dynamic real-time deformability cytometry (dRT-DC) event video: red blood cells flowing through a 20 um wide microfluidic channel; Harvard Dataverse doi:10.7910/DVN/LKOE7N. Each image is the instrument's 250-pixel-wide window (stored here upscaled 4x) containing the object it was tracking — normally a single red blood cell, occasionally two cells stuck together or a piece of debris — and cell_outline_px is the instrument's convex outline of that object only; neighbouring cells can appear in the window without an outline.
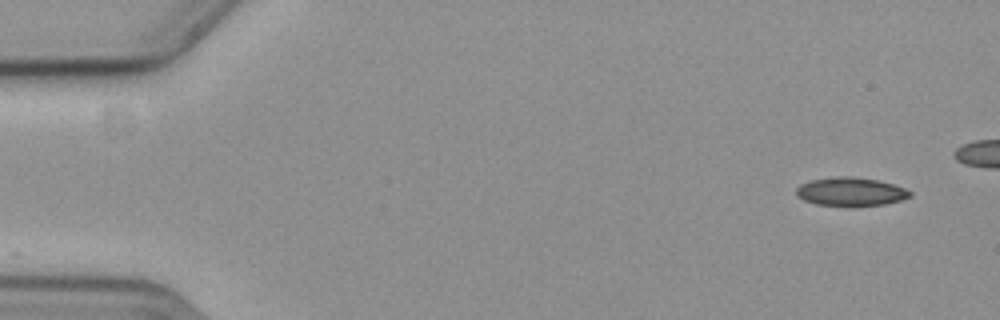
{"species": "common noctule bat (a hibernating species)", "species_latin": "Nyctalus noctula", "temperature_condition": "cold", "stored_images_in_passage": 48, "camera_frame_rate_fps": 3000, "um_per_image_px": 0.085, "animal": {"sex": "female", "body_mass_g": 19.3, "forearm_length_mm": 54.1}, "frame": {"image": 1, "passage_image": 1, "time_ms": 0.0, "image_size_px": [1000, 320], "cell_outline_px": [[912, 196], [900, 200], [884, 204], [816, 204], [804, 200], [796, 192], [796, 188], [800, 184], [812, 180], [836, 176], [852, 176], [876, 180], [892, 184], [904, 188], [912, 192]], "centroid_in_image_um": [72.32, 16.26], "position_along_channel_um": 12.7, "area_um2": 18.21}}
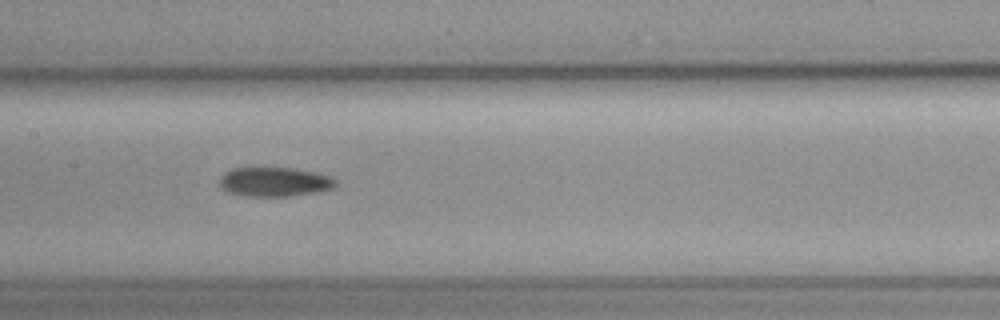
{"frame": {"image": 2, "passage_image": 26, "time_ms": 8.333, "image_size_px": [1000, 320], "cell_outline_px": [[336, 184], [332, 188], [316, 192], [292, 196], [240, 196], [228, 192], [220, 188], [220, 176], [224, 172], [232, 168], [292, 168], [316, 172], [328, 176], [336, 180]], "centroid_in_image_um": [23.28, 15.46], "position_along_channel_um": 184.1, "area_um2": 19.88}}
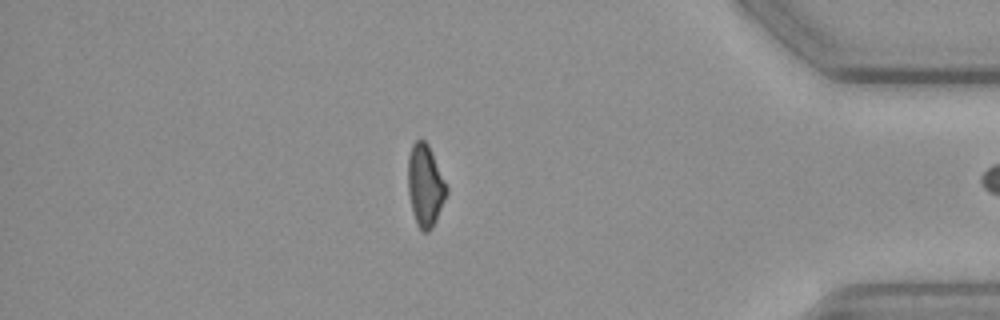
{"frame": {"image": 3, "passage_image": 47, "time_ms": 15.333, "image_size_px": [1000, 320], "cell_outline_px": [[448, 192], [436, 220], [432, 228], [428, 232], [420, 232], [416, 224], [408, 192], [408, 156], [412, 144], [416, 140], [424, 140], [428, 144], [448, 184]], "centroid_in_image_um": [36.16, 15.77], "position_along_channel_um": 399.0, "area_um2": 18.67}}